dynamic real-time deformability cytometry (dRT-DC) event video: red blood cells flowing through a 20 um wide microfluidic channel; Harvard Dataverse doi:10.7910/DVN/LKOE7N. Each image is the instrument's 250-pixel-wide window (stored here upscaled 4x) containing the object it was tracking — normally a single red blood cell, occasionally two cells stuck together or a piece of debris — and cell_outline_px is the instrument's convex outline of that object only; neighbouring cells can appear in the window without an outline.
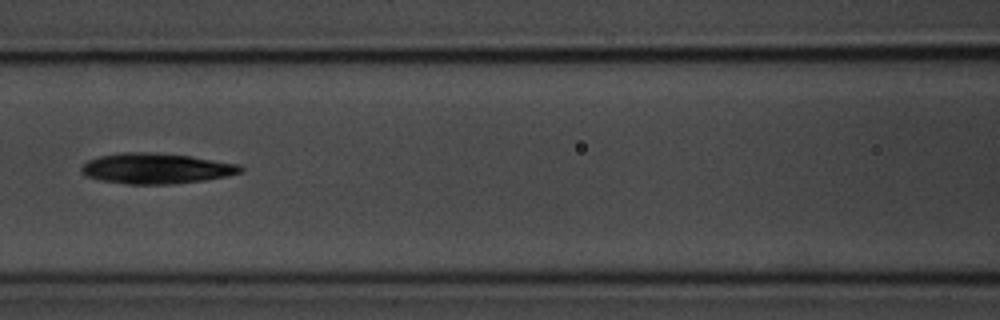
{"species": "common noctule bat (a hibernating species)", "species_latin": "Nyctalus noctula", "temperature_condition": "room temperature", "stored_images_in_passage": 5, "camera_frame_rate_fps": 3000, "um_per_image_px": 0.085, "animal": {"sex": "male", "body_mass_g": 20.1, "forearm_length_mm": 53.5}, "frame": {"image": 1, "passage_image": 4, "time_ms": 3.667, "image_size_px": [1000, 320], "cell_outline_px": [[244, 172], [228, 176], [204, 180], [172, 184], [128, 184], [100, 180], [84, 176], [80, 172], [80, 168], [88, 160], [96, 156], [120, 152], [152, 152], [192, 156], [240, 164], [244, 168]], "centroid_in_image_um": [13.27, 14.31], "position_along_channel_um": 153.3, "area_um2": 28.73}}
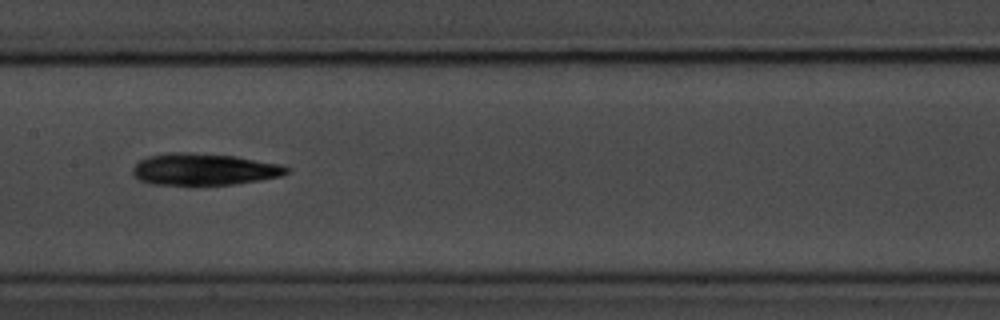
{"frame": {"image": 2, "passage_image": 5, "time_ms": 4.667, "image_size_px": [1000, 320], "cell_outline_px": [[292, 168], [288, 172], [280, 176], [260, 180], [232, 184], [152, 184], [140, 180], [132, 172], [132, 168], [140, 160], [148, 156], [168, 152], [188, 152], [236, 156], [284, 164]], "centroid_in_image_um": [17.39, 14.37], "position_along_channel_um": 190.0, "area_um2": 28.5}}